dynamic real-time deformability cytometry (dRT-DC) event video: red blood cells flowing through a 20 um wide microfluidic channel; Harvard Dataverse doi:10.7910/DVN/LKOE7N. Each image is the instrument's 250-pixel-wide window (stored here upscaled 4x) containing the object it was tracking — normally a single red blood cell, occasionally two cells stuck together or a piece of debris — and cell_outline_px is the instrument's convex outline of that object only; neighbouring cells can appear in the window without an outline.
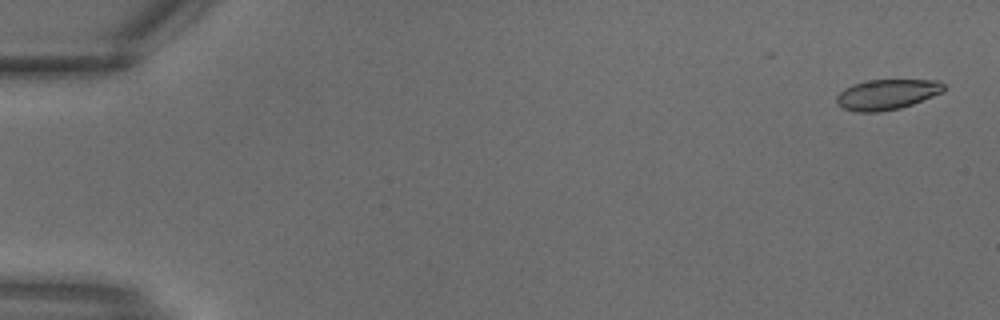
{"species": "common noctule bat (a hibernating species)", "species_latin": "Nyctalus noctula", "temperature_condition": "warm", "stored_images_in_passage": 7, "camera_frame_rate_fps": 3000, "um_per_image_px": 0.085, "animal": {"sex": "male", "body_mass_g": 18.8}, "frame": {"image": 1, "passage_image": 1, "time_ms": 0.0, "image_size_px": [1000, 320], "cell_outline_px": [[944, 92], [912, 104], [900, 108], [880, 112], [856, 112], [844, 108], [836, 104], [836, 96], [844, 88], [868, 80], [940, 80], [944, 84]], "centroid_in_image_um": [75.39, 8.03], "position_along_channel_um": 9.6, "area_um2": 18.96}}